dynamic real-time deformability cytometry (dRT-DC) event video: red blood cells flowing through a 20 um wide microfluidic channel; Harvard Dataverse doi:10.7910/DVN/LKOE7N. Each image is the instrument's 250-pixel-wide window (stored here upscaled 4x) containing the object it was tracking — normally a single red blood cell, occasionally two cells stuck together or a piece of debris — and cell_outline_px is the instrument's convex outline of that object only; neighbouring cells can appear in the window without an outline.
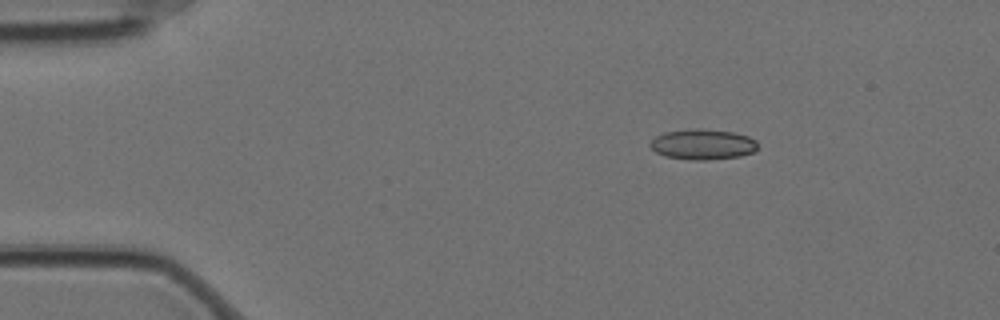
{"species": "Egyptian fruit bat (a non-hibernating species)", "species_latin": "Rousettus aegyptiacus", "temperature_condition": "cold", "stored_images_in_passage": 5, "camera_frame_rate_fps": 3000, "um_per_image_px": 0.085, "animal": {"sex": "female"}, "frame": {"image": 1, "passage_image": 2, "time_ms": 0.333, "image_size_px": [1000, 320], "cell_outline_px": [[756, 152], [740, 156], [708, 160], [692, 160], [664, 156], [656, 152], [648, 144], [656, 136], [664, 132], [692, 128], [700, 128], [732, 132], [748, 136], [756, 140]], "centroid_in_image_um": [59.73, 12.27], "position_along_channel_um": 25.3, "area_um2": 19.19}}
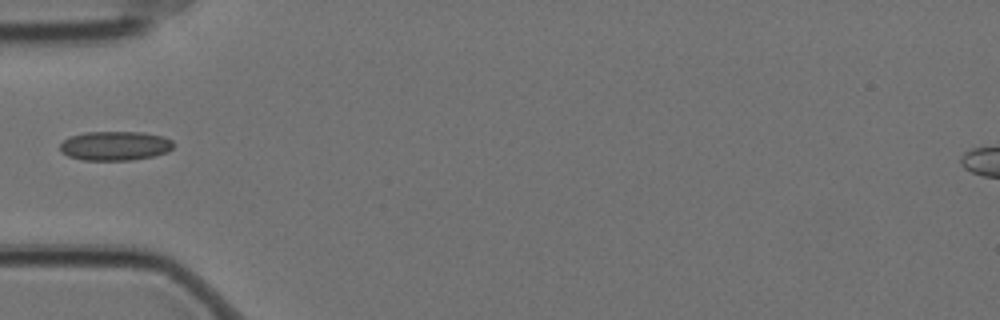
{"frame": {"image": 2, "passage_image": 5, "time_ms": 1.333, "image_size_px": [1000, 320], "cell_outline_px": [[176, 144], [168, 152], [156, 156], [132, 160], [84, 160], [68, 156], [60, 152], [60, 144], [64, 140], [72, 136], [84, 132], [140, 132], [160, 136], [172, 140]], "centroid_in_image_um": [9.8, 12.4], "position_along_channel_um": 75.2, "area_um2": 19.42}}